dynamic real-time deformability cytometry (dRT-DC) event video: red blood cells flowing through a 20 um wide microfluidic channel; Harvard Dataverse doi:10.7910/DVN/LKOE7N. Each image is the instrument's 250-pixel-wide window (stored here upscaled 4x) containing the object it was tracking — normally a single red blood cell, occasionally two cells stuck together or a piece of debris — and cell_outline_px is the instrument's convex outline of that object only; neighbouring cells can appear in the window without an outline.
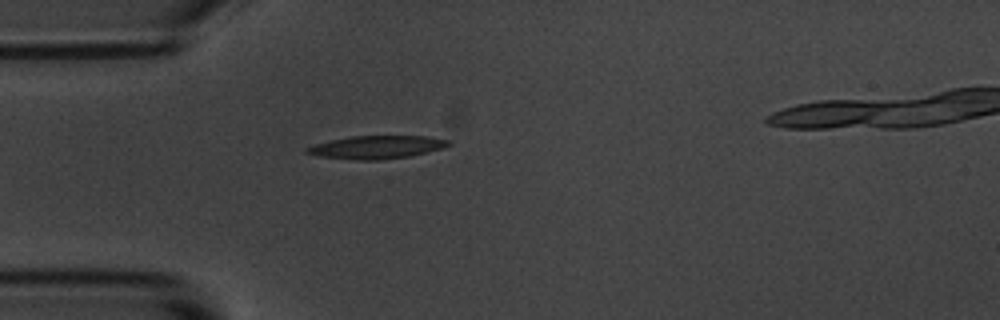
{"species": "common noctule bat (a hibernating species)", "species_latin": "Nyctalus noctula", "temperature_condition": "room temperature", "stored_images_in_passage": 3, "camera_frame_rate_fps": 3000, "um_per_image_px": 0.085, "animal": {"sex": "male", "body_mass_g": 20.1, "forearm_length_mm": 53.5}, "frame": {"image": 1, "passage_image": 3, "time_ms": 0.667, "image_size_px": [1000, 320], "cell_outline_px": [[452, 144], [444, 148], [408, 156], [376, 160], [356, 160], [320, 156], [304, 152], [304, 148], [316, 144], [332, 140], [352, 136], [424, 136], [452, 140]], "centroid_in_image_um": [32.04, 12.5], "position_along_channel_um": 53.0, "area_um2": 18.84}}